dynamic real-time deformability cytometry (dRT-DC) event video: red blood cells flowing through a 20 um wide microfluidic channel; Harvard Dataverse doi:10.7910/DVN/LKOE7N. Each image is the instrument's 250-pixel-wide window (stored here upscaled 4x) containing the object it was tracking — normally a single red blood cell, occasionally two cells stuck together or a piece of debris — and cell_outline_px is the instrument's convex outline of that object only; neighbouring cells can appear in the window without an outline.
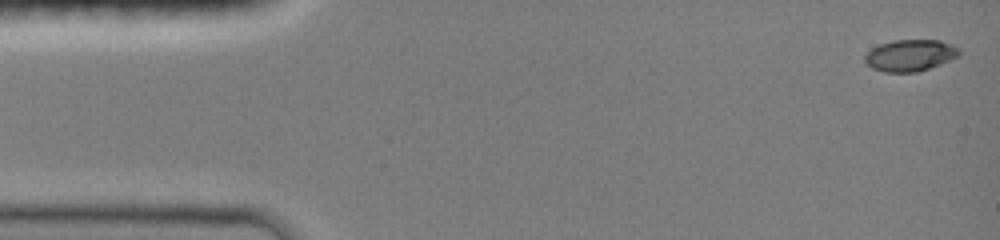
{"species": "common noctule bat (a hibernating species)", "species_latin": "Nyctalus noctula", "temperature_condition": "room temperature", "stored_images_in_passage": 47, "camera_frame_rate_fps": 3000, "um_per_image_px": 0.085, "animal": {"sex": "female", "body_mass_g": 19.0, "forearm_length_mm": 51.5}, "frame": {"image": 1, "passage_image": 1, "time_ms": 0.0, "image_size_px": [1000, 240], "cell_outline_px": [[960, 56], [940, 64], [916, 72], [884, 72], [872, 68], [864, 60], [864, 56], [872, 48], [880, 44], [896, 40], [940, 40], [960, 48]], "centroid_in_image_um": [77.38, 4.7], "position_along_channel_um": 7.6, "area_um2": 17.28}}
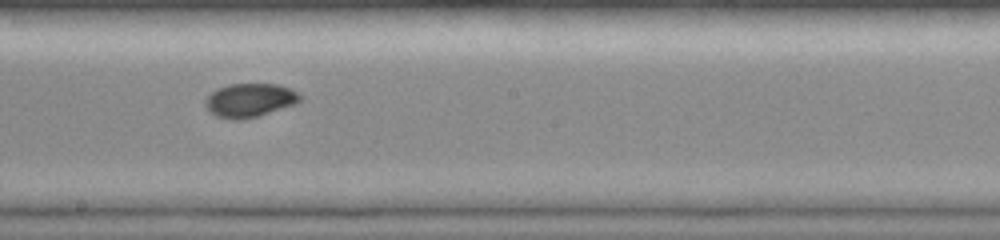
{"frame": {"image": 2, "passage_image": 26, "time_ms": 8.333, "image_size_px": [1000, 240], "cell_outline_px": [[304, 96], [296, 104], [256, 116], [240, 120], [232, 120], [216, 116], [204, 104], [204, 100], [216, 88], [228, 84], [280, 84], [292, 88]], "centroid_in_image_um": [21.26, 8.5], "position_along_channel_um": 226.9, "area_um2": 18.73}}
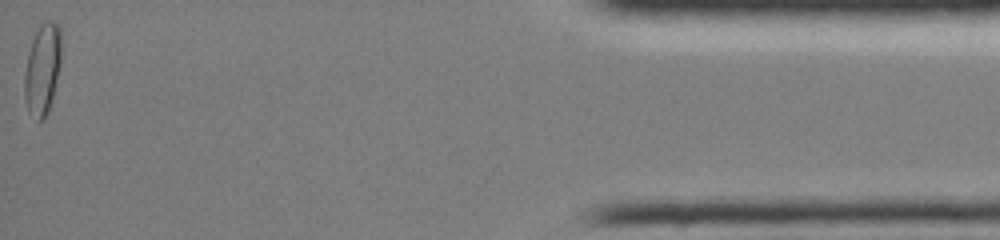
{"frame": {"image": 3, "passage_image": 47, "time_ms": 15.333, "image_size_px": [1000, 240], "cell_outline_px": [[60, 64], [52, 100], [48, 112], [44, 120], [36, 120], [28, 108], [24, 100], [24, 76], [28, 52], [32, 40], [40, 24], [44, 20], [52, 20], [60, 28]], "centroid_in_image_um": [3.6, 5.88], "position_along_channel_um": 431.6, "area_um2": 19.48}, "authors_computed_cell_mechanics": {"area_um2": 18.0336, "velocity_mm_per_s": 4.0727, "shape_relaxation_time_tau1_ms": 6.7709, "shape_relaxation_time_tau2_ms": 2.4634, "deformation_change_tau1": 0.182, "deformation_change_tau2": 0.0323}}